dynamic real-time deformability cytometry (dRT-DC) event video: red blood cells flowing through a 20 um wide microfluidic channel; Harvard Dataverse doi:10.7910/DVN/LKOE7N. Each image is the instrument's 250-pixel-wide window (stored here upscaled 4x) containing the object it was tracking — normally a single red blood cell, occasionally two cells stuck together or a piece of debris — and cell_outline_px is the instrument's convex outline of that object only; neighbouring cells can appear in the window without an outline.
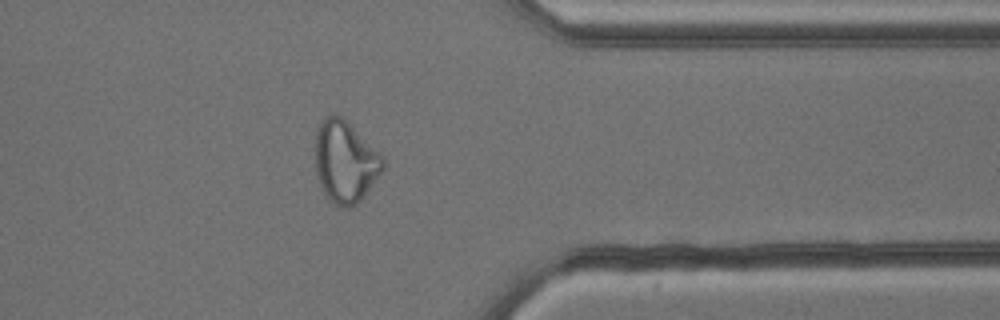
{"species": "common noctule bat (a hibernating species)", "species_latin": "Nyctalus noctula", "temperature_condition": "cold", "stored_images_in_passage": 39, "camera_frame_rate_fps": 3000, "um_per_image_px": 0.085, "animal": {"sex": "male", "body_mass_g": 13.3}, "frame": {"image": 1, "passage_image": 28, "time_ms": 9.0, "image_size_px": [1000, 320], "cell_outline_px": [[384, 168], [364, 196], [356, 204], [348, 208], [344, 208], [328, 200], [324, 196], [316, 168], [316, 132], [320, 120], [324, 116], [340, 116], [348, 120], [380, 152], [384, 160]], "centroid_in_image_um": [29.35, 13.72], "position_along_channel_um": 382.0, "area_um2": 32.37}}
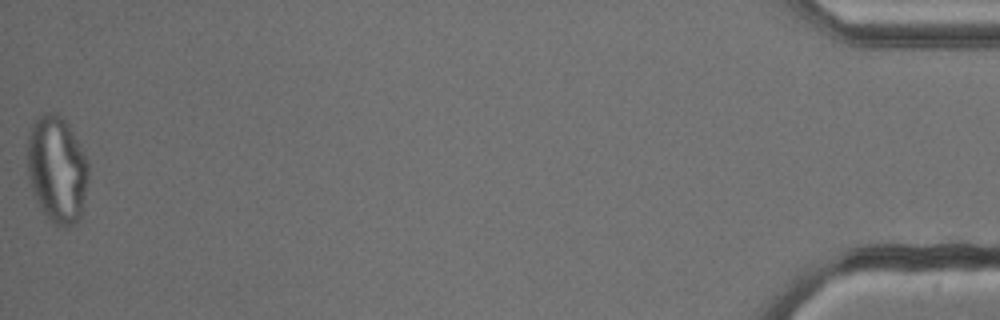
{"frame": {"image": 2, "passage_image": 39, "time_ms": 12.667, "image_size_px": [1000, 320], "cell_outline_px": [[88, 176], [80, 216], [68, 228], [64, 228], [56, 224], [40, 208], [36, 200], [28, 176], [28, 132], [36, 116], [44, 112], [56, 112], [68, 124], [88, 160]], "centroid_in_image_um": [4.83, 14.34], "position_along_channel_um": 430.4, "area_um2": 37.74}}